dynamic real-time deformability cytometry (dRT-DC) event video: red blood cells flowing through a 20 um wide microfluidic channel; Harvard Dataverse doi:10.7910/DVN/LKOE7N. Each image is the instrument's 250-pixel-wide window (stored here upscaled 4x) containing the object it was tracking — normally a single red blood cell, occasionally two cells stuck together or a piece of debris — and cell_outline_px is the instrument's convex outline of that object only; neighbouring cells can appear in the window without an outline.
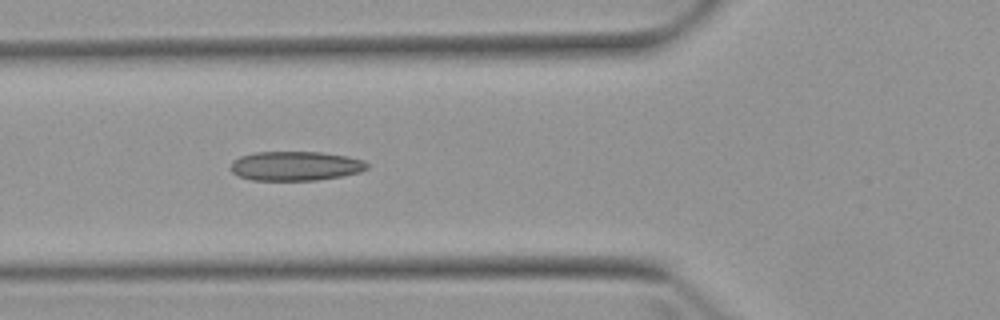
{"species": "Egyptian fruit bat (a non-hibernating species)", "species_latin": "Rousettus aegyptiacus", "temperature_condition": "warm", "stored_images_in_passage": 8, "camera_frame_rate_fps": 3000, "um_per_image_px": 0.085, "animal": {"sex": "female"}, "frame": {"image": 1, "passage_image": 5, "time_ms": 5.667, "image_size_px": [1000, 320], "cell_outline_px": [[368, 168], [360, 172], [340, 176], [316, 180], [252, 180], [240, 176], [232, 172], [232, 160], [240, 156], [256, 152], [320, 152], [348, 156], [364, 160], [368, 164]], "centroid_in_image_um": [25.14, 14.1], "position_along_channel_um": 100.7, "area_um2": 23.24}}
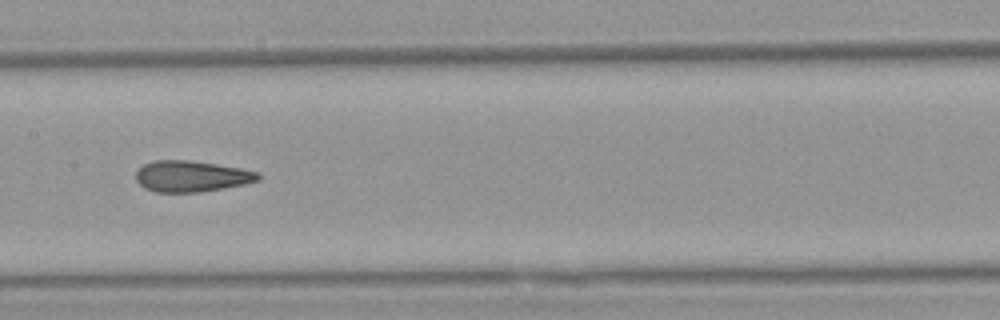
{"frame": {"image": 2, "passage_image": 7, "time_ms": 8.0, "image_size_px": [1000, 320], "cell_outline_px": [[260, 180], [244, 184], [224, 188], [200, 192], [156, 192], [144, 188], [136, 180], [136, 172], [144, 164], [152, 160], [188, 160], [216, 164], [240, 168], [260, 172]], "centroid_in_image_um": [16.28, 14.98], "position_along_channel_um": 191.1, "area_um2": 22.2}}
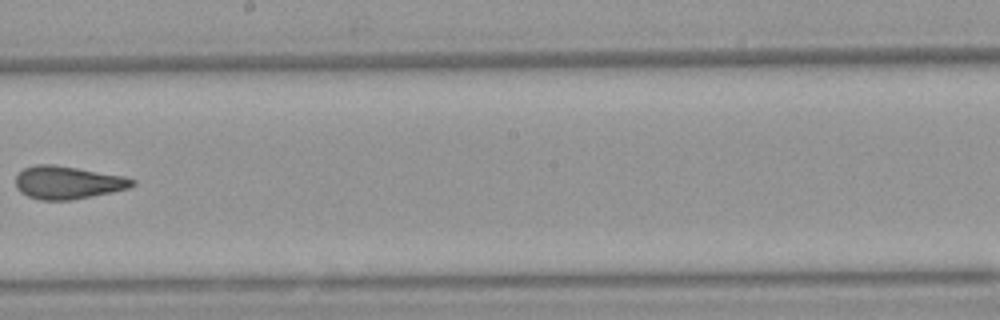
{"frame": {"image": 3, "passage_image": 8, "time_ms": 9.333, "image_size_px": [1000, 320], "cell_outline_px": [[136, 184], [128, 188], [112, 192], [72, 200], [40, 200], [28, 196], [20, 192], [16, 188], [16, 176], [24, 168], [36, 164], [52, 164], [124, 176], [136, 180]], "centroid_in_image_um": [5.75, 15.52], "position_along_channel_um": 242.5, "area_um2": 22.31}}